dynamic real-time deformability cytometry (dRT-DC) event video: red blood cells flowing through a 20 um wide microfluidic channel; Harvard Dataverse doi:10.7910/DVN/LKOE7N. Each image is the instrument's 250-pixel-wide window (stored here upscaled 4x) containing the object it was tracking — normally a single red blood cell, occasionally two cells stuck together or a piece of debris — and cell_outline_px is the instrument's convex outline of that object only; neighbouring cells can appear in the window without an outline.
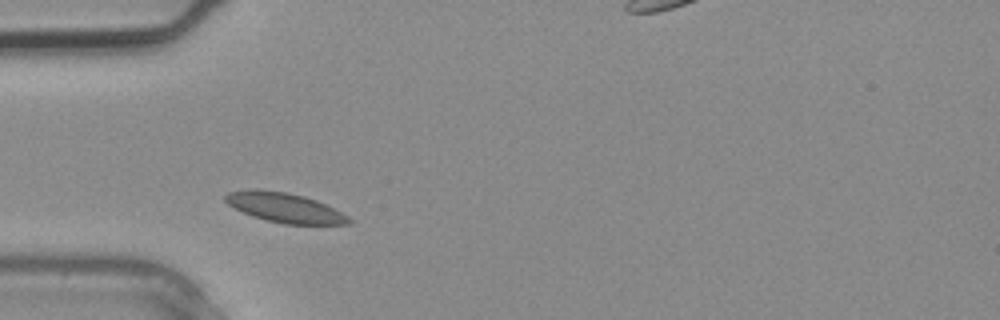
{"species": "common noctule bat (a hibernating species)", "species_latin": "Nyctalus noctula", "temperature_condition": "warm", "stored_images_in_passage": 2, "segment_of_instrument_passage": [1, 2], "camera_frame_rate_fps": 3000, "um_per_image_px": 0.085, "animal": {"sex": "male", "body_mass_g": 20.4}, "frame": {"image": 1, "passage_image": 1, "time_ms": 0.0, "image_size_px": [1000, 320], "cell_outline_px": [[352, 224], [284, 224], [252, 216], [228, 204], [224, 200], [224, 196], [228, 192], [288, 192], [304, 196], [316, 200], [348, 216], [352, 220]], "centroid_in_image_um": [24.29, 17.7], "position_along_channel_um": 60.7, "area_um2": 20.35}}